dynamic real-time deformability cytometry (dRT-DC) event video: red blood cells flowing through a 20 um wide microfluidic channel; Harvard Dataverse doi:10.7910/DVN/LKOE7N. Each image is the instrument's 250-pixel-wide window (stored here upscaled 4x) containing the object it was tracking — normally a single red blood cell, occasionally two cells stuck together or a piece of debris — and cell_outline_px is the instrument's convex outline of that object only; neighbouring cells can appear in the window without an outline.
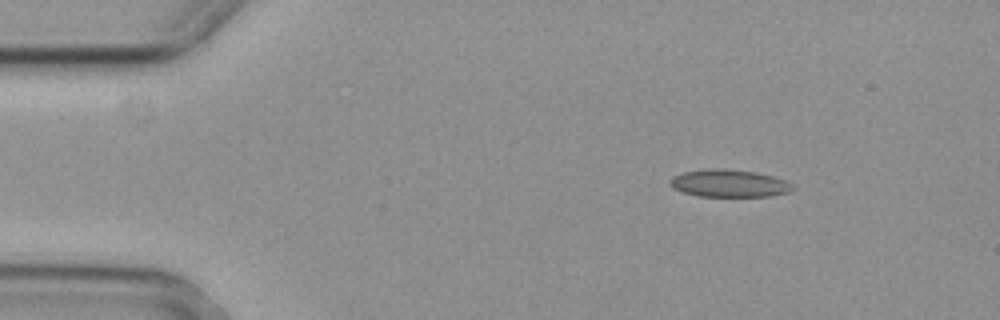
{"species": "common noctule bat (a hibernating species)", "species_latin": "Nyctalus noctula", "temperature_condition": "cold", "stored_images_in_passage": 4, "camera_frame_rate_fps": 3000, "um_per_image_px": 0.085, "animal": {"sex": "female", "body_mass_g": 29.2, "forearm_length_mm": 56.3}, "frame": {"image": 1, "passage_image": 1, "time_ms": 0.0, "image_size_px": [1000, 320], "cell_outline_px": [[796, 188], [788, 192], [772, 196], [696, 196], [680, 192], [672, 188], [668, 180], [672, 176], [684, 172], [712, 168], [724, 168], [756, 172], [772, 176], [784, 180], [792, 184]], "centroid_in_image_um": [61.94, 15.58], "position_along_channel_um": 23.1, "area_um2": 19.83}}
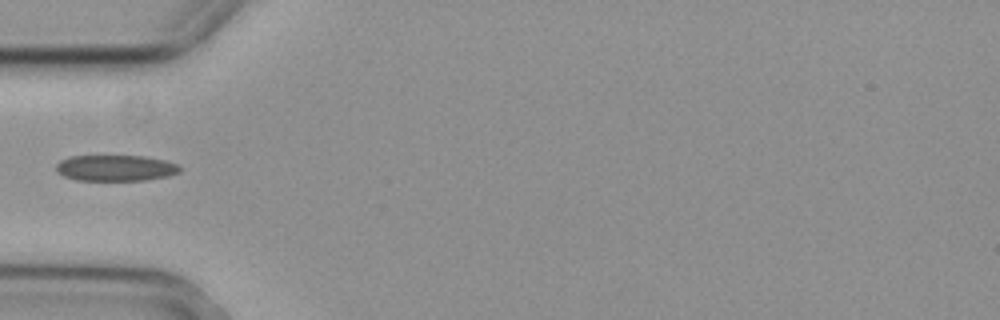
{"frame": {"image": 2, "passage_image": 4, "time_ms": 1.0, "image_size_px": [1000, 320], "cell_outline_px": [[180, 172], [168, 176], [144, 180], [76, 180], [64, 176], [56, 172], [56, 164], [60, 160], [68, 156], [144, 156], [164, 160], [176, 164], [180, 168]], "centroid_in_image_um": [9.78, 14.28], "position_along_channel_um": 75.2, "area_um2": 18.73}}